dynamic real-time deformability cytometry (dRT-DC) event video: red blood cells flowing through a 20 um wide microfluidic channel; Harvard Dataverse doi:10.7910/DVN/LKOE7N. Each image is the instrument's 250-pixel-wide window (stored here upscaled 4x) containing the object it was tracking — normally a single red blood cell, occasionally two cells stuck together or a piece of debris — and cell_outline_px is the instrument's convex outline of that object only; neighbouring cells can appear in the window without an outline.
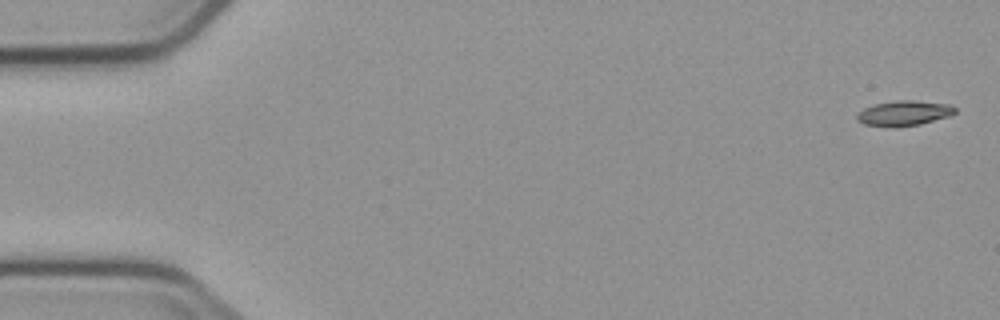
{"species": "common noctule bat (a hibernating species)", "species_latin": "Nyctalus noctula", "temperature_condition": "cold", "stored_images_in_passage": 6, "camera_frame_rate_fps": 3000, "um_per_image_px": 0.085, "animal": {"sex": "male", "body_mass_g": 23.1, "forearm_length_mm": 52.7}, "frame": {"image": 1, "passage_image": 1, "time_ms": 0.0, "image_size_px": [1000, 320], "cell_outline_px": [[956, 112], [948, 116], [920, 124], [896, 128], [892, 128], [864, 124], [856, 116], [856, 112], [872, 104], [896, 100], [912, 100], [948, 104], [956, 108]], "centroid_in_image_um": [76.8, 9.62], "position_along_channel_um": 8.2, "area_um2": 14.45}}
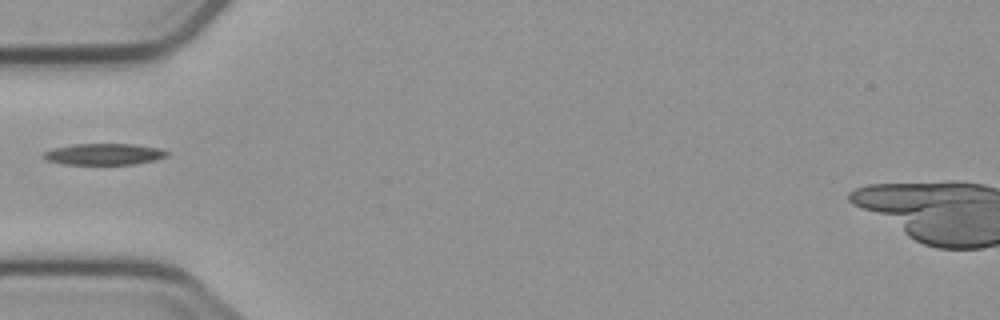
{"frame": {"image": 2, "passage_image": 5, "time_ms": 5.667, "image_size_px": [1000, 320], "cell_outline_px": [[168, 156], [136, 164], [64, 164], [48, 160], [44, 156], [44, 152], [56, 148], [72, 144], [132, 144], [160, 148], [168, 152]], "centroid_in_image_um": [8.88, 13.1], "position_along_channel_um": 76.1, "area_um2": 15.09}}
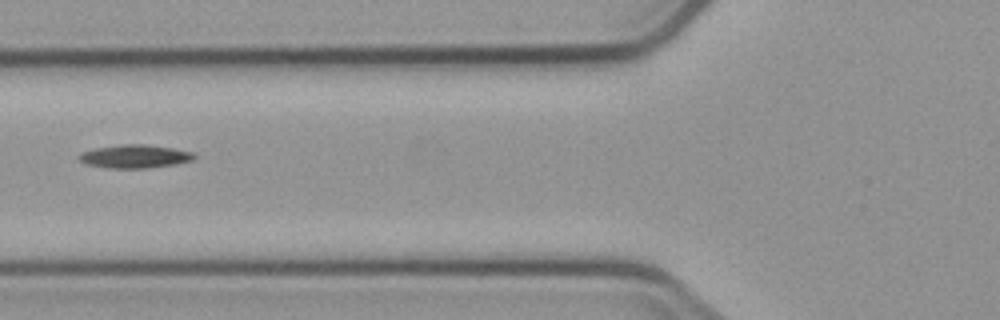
{"frame": {"image": 3, "passage_image": 6, "time_ms": 6.667, "image_size_px": [1000, 320], "cell_outline_px": [[196, 156], [192, 160], [176, 164], [144, 168], [108, 168], [88, 164], [80, 160], [76, 156], [80, 152], [96, 148], [120, 144], [144, 144], [172, 148], [192, 152]], "centroid_in_image_um": [11.43, 13.29], "position_along_channel_um": 114.4, "area_um2": 15.55}}